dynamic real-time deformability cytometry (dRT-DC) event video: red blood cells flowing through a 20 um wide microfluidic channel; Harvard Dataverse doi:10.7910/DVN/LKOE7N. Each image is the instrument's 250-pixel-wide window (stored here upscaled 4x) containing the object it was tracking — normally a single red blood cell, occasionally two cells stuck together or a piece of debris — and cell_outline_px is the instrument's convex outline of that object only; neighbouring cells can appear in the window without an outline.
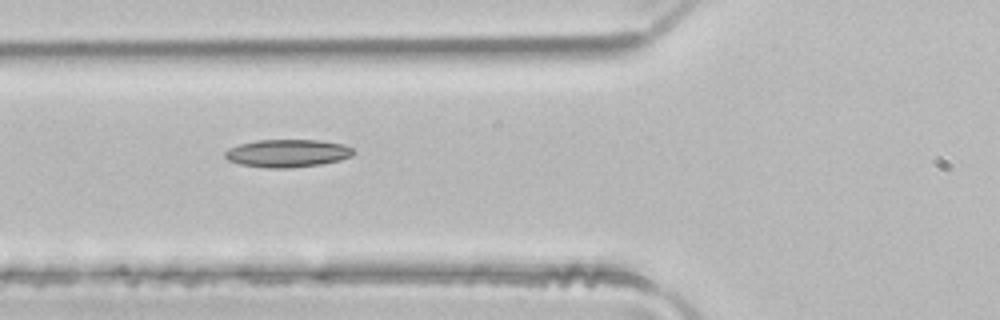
{"species": "common noctule bat (a hibernating species)", "species_latin": "Nyctalus noctula", "temperature_condition": "room temperature", "stored_images_in_passage": 4, "camera_frame_rate_fps": 3000, "um_per_image_px": 0.085, "animal": {"sex": "male", "body_mass_g": 21.5, "forearm_length_mm": 52.0}, "frame": {"image": 1, "passage_image": 4, "time_ms": 1.0, "image_size_px": [1000, 320], "cell_outline_px": [[356, 152], [352, 156], [340, 160], [320, 164], [292, 168], [268, 168], [240, 164], [228, 160], [224, 156], [224, 152], [228, 148], [240, 144], [256, 140], [320, 140], [344, 144], [352, 148]], "centroid_in_image_um": [24.44, 13.02], "position_along_channel_um": 101.4, "area_um2": 20.92}}